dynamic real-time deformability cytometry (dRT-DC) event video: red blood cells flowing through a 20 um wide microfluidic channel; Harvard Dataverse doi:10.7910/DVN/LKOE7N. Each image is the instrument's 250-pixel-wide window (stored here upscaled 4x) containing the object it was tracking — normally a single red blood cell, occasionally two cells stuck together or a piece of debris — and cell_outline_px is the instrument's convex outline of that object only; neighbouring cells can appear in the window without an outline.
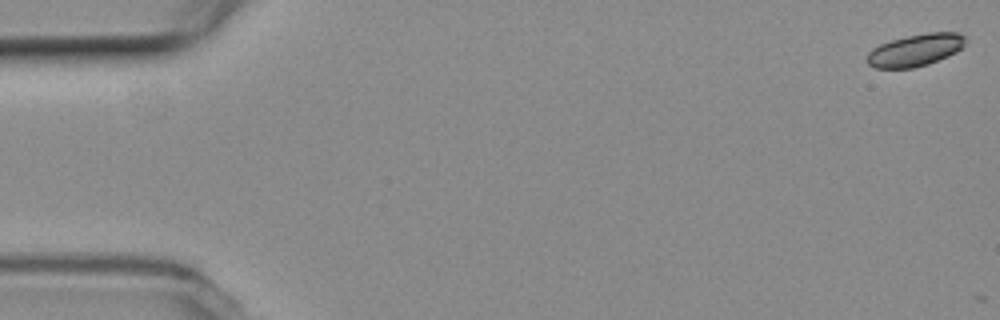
{"species": "common noctule bat (a hibernating species)", "species_latin": "Nyctalus noctula", "temperature_condition": "room temperature", "stored_images_in_passage": 5, "camera_frame_rate_fps": 3000, "um_per_image_px": 0.085, "animal": {"sex": "female", "body_mass_g": 19.3, "forearm_length_mm": 54.1}, "frame": {"image": 1, "passage_image": 1, "time_ms": 0.0, "image_size_px": [1000, 320], "cell_outline_px": [[968, 40], [956, 52], [948, 56], [928, 64], [912, 68], [876, 68], [868, 64], [864, 60], [868, 52], [872, 48], [880, 44], [892, 40], [908, 36], [928, 32], [956, 32], [964, 36]], "centroid_in_image_um": [77.78, 4.26], "position_along_channel_um": 7.2, "area_um2": 18.5}}